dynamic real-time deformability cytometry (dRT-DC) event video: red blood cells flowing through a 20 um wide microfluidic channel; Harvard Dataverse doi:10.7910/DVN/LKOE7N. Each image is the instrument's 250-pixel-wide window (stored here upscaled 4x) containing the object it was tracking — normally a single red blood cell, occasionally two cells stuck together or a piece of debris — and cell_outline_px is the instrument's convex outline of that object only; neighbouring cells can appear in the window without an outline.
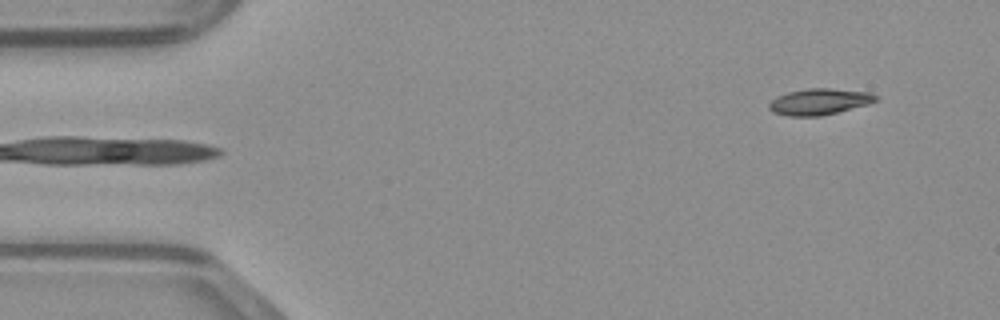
{"species": "common noctule bat (a hibernating species)", "species_latin": "Nyctalus noctula", "temperature_condition": "warm", "stored_images_in_passage": 45, "camera_frame_rate_fps": 3000, "um_per_image_px": 0.085, "animal": {"sex": "male", "body_mass_g": 23.1, "forearm_length_mm": 52.7}, "frame": {"image": 1, "passage_image": 1, "time_ms": 0.0, "image_size_px": [1000, 320], "cell_outline_px": [[880, 100], [868, 104], [820, 116], [788, 116], [772, 112], [768, 108], [768, 104], [776, 96], [788, 92], [808, 88], [828, 88], [872, 92], [880, 96]], "centroid_in_image_um": [69.67, 8.63], "position_along_channel_um": 15.3, "area_um2": 16.47}}
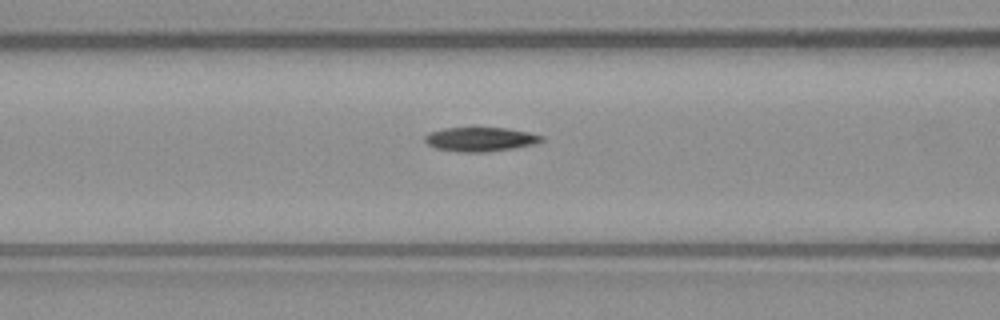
{"frame": {"image": 2, "passage_image": 16, "time_ms": 5.0, "image_size_px": [1000, 320], "cell_outline_px": [[544, 140], [536, 144], [512, 148], [484, 152], [456, 152], [436, 148], [428, 144], [424, 140], [424, 136], [428, 132], [444, 128], [504, 128], [528, 132], [544, 136]], "centroid_in_image_um": [40.81, 11.84], "position_along_channel_um": 125.8, "area_um2": 16.42}}
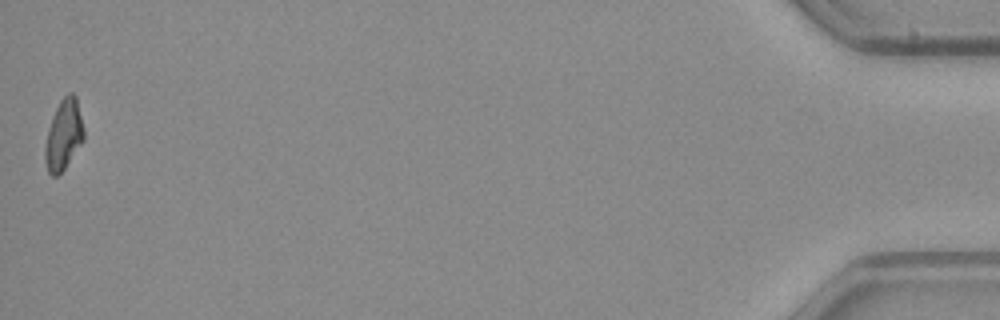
{"frame": {"image": 3, "passage_image": 45, "time_ms": 14.667, "image_size_px": [1000, 320], "cell_outline_px": [[84, 140], [64, 168], [56, 176], [52, 176], [48, 172], [44, 160], [44, 148], [48, 128], [52, 116], [60, 100], [68, 92], [72, 92], [76, 96], [84, 128]], "centroid_in_image_um": [5.4, 11.44], "position_along_channel_um": 429.8, "area_um2": 15.95}}